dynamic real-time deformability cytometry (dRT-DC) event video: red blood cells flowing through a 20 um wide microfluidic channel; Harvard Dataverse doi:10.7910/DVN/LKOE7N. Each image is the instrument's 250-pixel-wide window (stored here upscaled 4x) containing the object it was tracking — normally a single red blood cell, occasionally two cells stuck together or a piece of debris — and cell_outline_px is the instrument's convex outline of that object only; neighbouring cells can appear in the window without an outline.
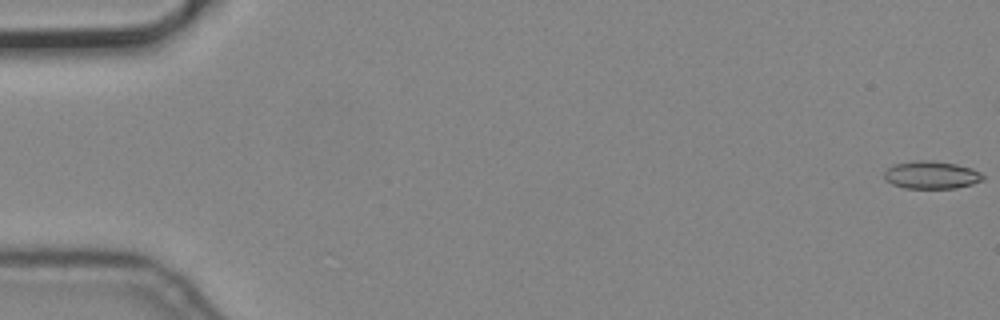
{"species": "common noctule bat (a hibernating species)", "species_latin": "Nyctalus noctula", "temperature_condition": "cold", "stored_images_in_passage": 6, "camera_frame_rate_fps": 3000, "um_per_image_px": 0.085, "animal": {"sex": "male", "body_mass_g": 19.2, "forearm_length_mm": 51.8}, "frame": {"image": 1, "passage_image": 1, "time_ms": 0.0, "image_size_px": [1000, 320], "cell_outline_px": [[984, 180], [972, 184], [956, 188], [904, 188], [892, 184], [884, 180], [884, 172], [892, 164], [912, 160], [928, 160], [956, 164], [972, 168], [980, 172], [984, 176]], "centroid_in_image_um": [79.14, 14.86], "position_along_channel_um": 5.9, "area_um2": 16.13}}